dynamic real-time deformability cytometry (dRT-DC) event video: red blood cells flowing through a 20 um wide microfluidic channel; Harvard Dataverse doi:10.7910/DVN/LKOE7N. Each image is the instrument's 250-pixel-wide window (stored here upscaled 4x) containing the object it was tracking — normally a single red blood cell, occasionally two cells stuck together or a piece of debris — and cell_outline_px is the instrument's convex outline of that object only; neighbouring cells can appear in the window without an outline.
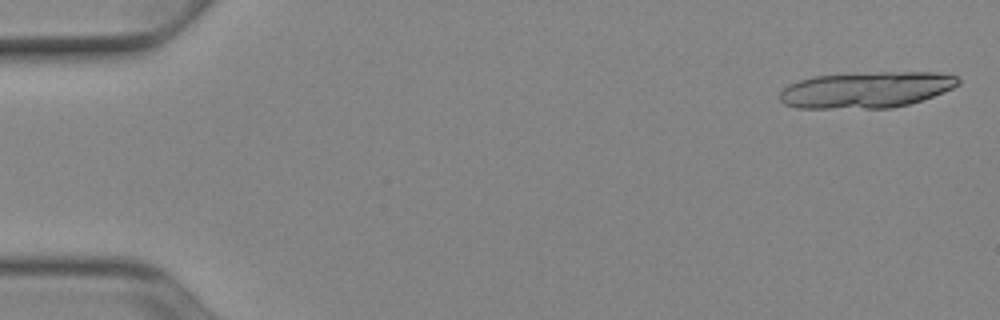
{"species": "Egyptian fruit bat (a non-hibernating species)", "species_latin": "Rousettus aegyptiacus", "temperature_condition": "cold", "stored_images_in_passage": 18, "camera_frame_rate_fps": 3000, "um_per_image_px": 0.085, "animal": {"sex": "female"}, "frame": {"image": 1, "passage_image": 2, "time_ms": 0.333, "image_size_px": [1000, 320], "cell_outline_px": [[960, 84], [944, 92], [908, 104], [892, 108], [796, 108], [784, 104], [780, 100], [780, 92], [788, 84], [812, 76], [880, 72], [936, 72], [956, 76], [960, 80]], "centroid_in_image_um": [73.62, 7.63], "position_along_channel_um": 11.4, "area_um2": 37.57}}